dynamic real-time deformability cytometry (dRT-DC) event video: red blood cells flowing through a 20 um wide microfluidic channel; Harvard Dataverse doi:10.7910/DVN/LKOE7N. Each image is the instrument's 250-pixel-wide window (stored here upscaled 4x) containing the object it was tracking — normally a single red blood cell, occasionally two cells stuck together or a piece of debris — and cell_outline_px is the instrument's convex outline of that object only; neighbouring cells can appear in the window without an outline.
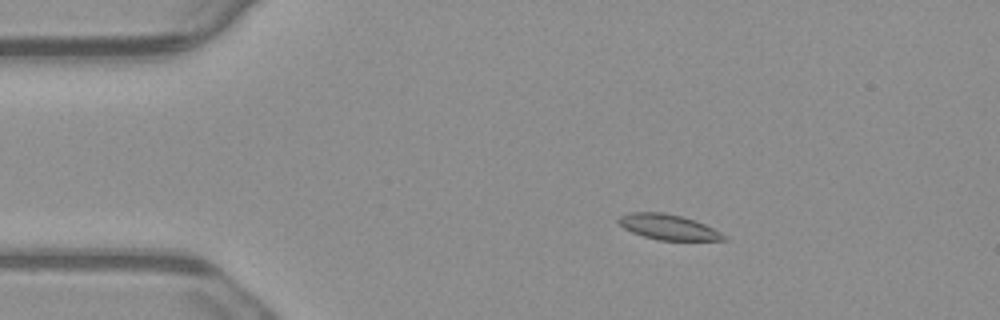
{"species": "common noctule bat (a hibernating species)", "species_latin": "Nyctalus noctula", "temperature_condition": "warm", "stored_images_in_passage": 6, "camera_frame_rate_fps": 3000, "um_per_image_px": 0.085, "animal": {"sex": "male", "body_mass_g": 23.1, "forearm_length_mm": 52.7}, "frame": {"image": 1, "passage_image": 2, "time_ms": 0.333, "image_size_px": [1000, 320], "cell_outline_px": [[728, 240], [660, 240], [644, 236], [632, 232], [624, 228], [616, 220], [620, 216], [628, 212], [664, 212], [680, 216], [704, 224], [728, 236]], "centroid_in_image_um": [56.79, 19.29], "position_along_channel_um": 28.2, "area_um2": 15.37}}
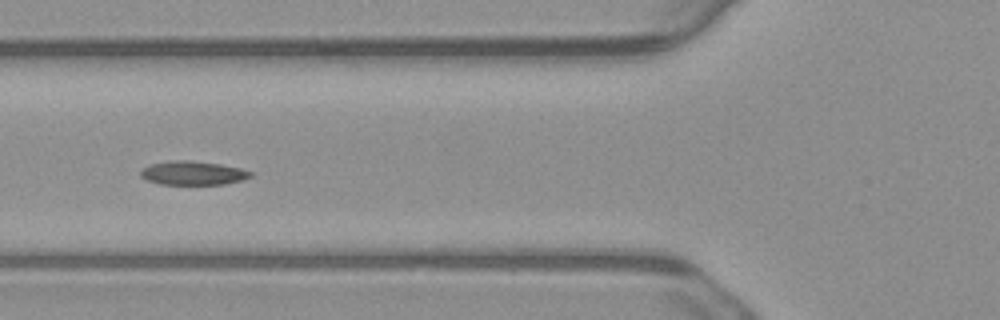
{"frame": {"image": 2, "passage_image": 5, "time_ms": 1.333, "image_size_px": [1000, 320], "cell_outline_px": [[252, 176], [240, 180], [224, 184], [160, 184], [148, 180], [140, 176], [140, 172], [148, 164], [172, 160], [192, 160], [220, 164], [240, 168], [252, 172]], "centroid_in_image_um": [16.37, 14.69], "position_along_channel_um": 109.4, "area_um2": 15.2}}
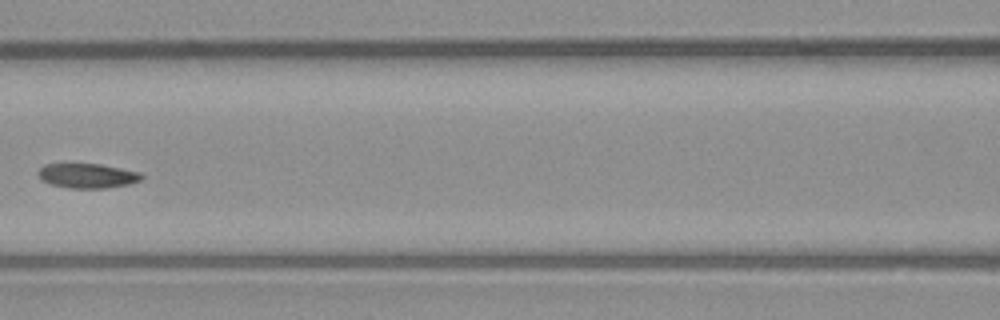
{"frame": {"image": 3, "passage_image": 6, "time_ms": 1.667, "image_size_px": [1000, 320], "cell_outline_px": [[144, 176], [140, 180], [128, 184], [104, 188], [68, 188], [52, 184], [44, 180], [36, 172], [44, 164], [100, 164], [140, 172]], "centroid_in_image_um": [7.43, 14.93], "position_along_channel_um": 159.2, "area_um2": 14.62}}